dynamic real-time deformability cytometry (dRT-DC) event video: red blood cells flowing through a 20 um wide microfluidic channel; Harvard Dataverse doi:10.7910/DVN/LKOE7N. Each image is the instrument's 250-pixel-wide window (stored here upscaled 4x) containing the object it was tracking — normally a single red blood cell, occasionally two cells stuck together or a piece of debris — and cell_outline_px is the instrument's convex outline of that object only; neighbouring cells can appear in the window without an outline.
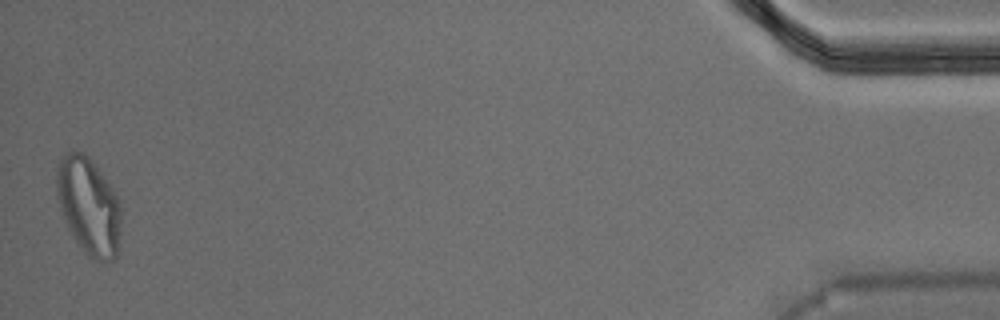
{"species": "Egyptian fruit bat (a non-hibernating species)", "species_latin": "Rousettus aegyptiacus", "temperature_condition": "warm", "stored_images_in_passage": 34, "segment_of_instrument_passage": [2, 2], "camera_frame_rate_fps": 3000, "um_per_image_px": 0.085, "animal": {"sex": "male"}, "frame": {"image": 1, "passage_image": 34, "time_ms": 11.0, "image_size_px": [1000, 320], "cell_outline_px": [[120, 252], [116, 260], [96, 260], [88, 256], [80, 248], [72, 236], [64, 220], [56, 196], [56, 168], [60, 160], [72, 148], [84, 152], [88, 156], [112, 188], [120, 200]], "centroid_in_image_um": [7.54, 17.53], "position_along_channel_um": 427.7, "area_um2": 37.05}}